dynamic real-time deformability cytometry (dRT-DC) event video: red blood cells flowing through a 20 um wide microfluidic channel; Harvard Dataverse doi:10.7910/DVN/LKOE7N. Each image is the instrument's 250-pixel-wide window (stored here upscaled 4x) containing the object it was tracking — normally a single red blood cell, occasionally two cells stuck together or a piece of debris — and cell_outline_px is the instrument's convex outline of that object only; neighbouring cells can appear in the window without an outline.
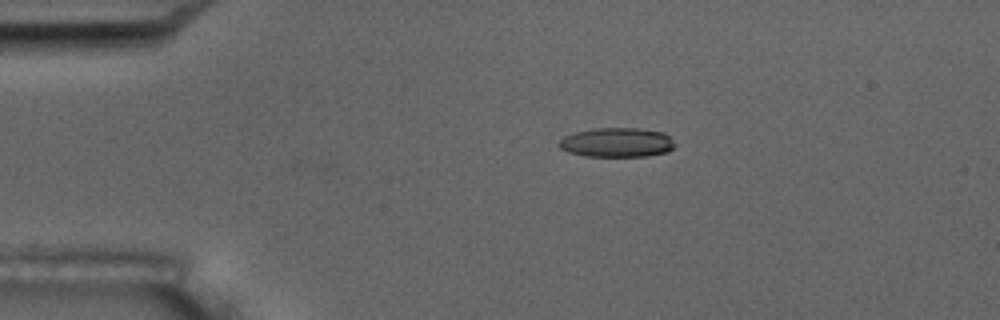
{"species": "common noctule bat (a hibernating species)", "species_latin": "Nyctalus noctula", "temperature_condition": "room temperature", "stored_images_in_passage": 9, "camera_frame_rate_fps": 3000, "um_per_image_px": 0.085, "animal": {"sex": "male", "body_mass_g": 17.5, "forearm_length_mm": 52.3}, "frame": {"image": 1, "passage_image": 1, "time_ms": 0.0, "image_size_px": [1000, 320], "cell_outline_px": [[676, 144], [668, 152], [648, 156], [584, 156], [568, 152], [560, 148], [556, 144], [564, 136], [576, 132], [592, 128], [636, 128], [664, 132]], "centroid_in_image_um": [52.42, 12.11], "position_along_channel_um": 32.6, "area_um2": 19.94}}
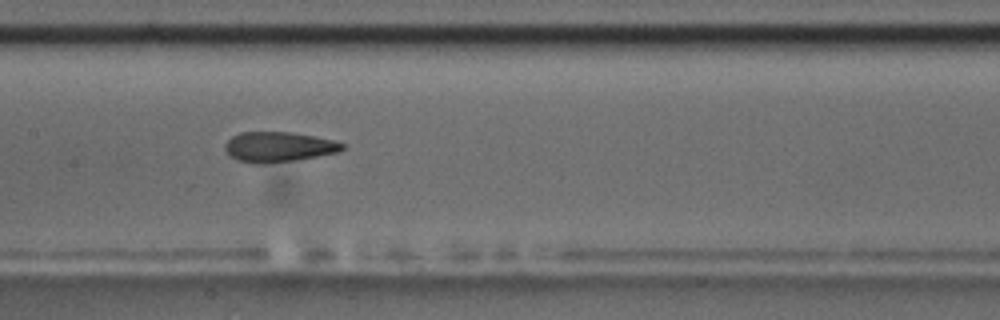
{"frame": {"image": 2, "passage_image": 6, "time_ms": 5.667, "image_size_px": [1000, 320], "cell_outline_px": [[344, 148], [336, 152], [296, 160], [264, 164], [252, 164], [236, 160], [224, 148], [224, 144], [232, 136], [240, 132], [292, 132], [332, 140], [344, 144]], "centroid_in_image_um": [23.62, 12.49], "position_along_channel_um": 183.8, "area_um2": 20.46}}
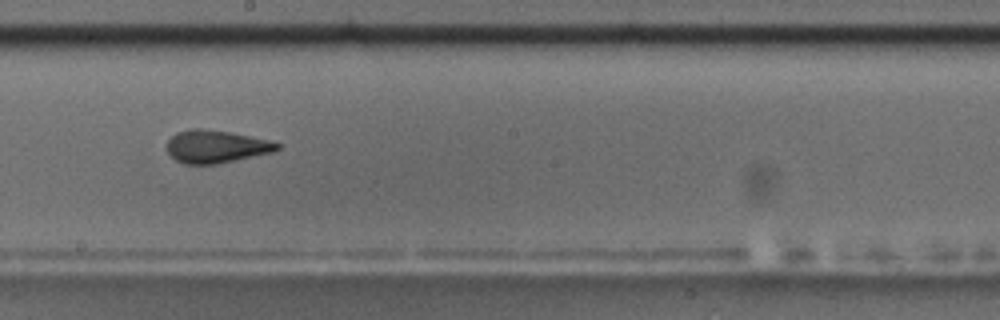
{"frame": {"image": 3, "passage_image": 7, "time_ms": 7.0, "image_size_px": [1000, 320], "cell_outline_px": [[280, 148], [272, 152], [216, 164], [184, 164], [176, 160], [168, 152], [168, 140], [176, 132], [188, 128], [200, 128], [228, 132], [268, 140], [280, 144]], "centroid_in_image_um": [18.33, 12.45], "position_along_channel_um": 229.9, "area_um2": 20.75}}